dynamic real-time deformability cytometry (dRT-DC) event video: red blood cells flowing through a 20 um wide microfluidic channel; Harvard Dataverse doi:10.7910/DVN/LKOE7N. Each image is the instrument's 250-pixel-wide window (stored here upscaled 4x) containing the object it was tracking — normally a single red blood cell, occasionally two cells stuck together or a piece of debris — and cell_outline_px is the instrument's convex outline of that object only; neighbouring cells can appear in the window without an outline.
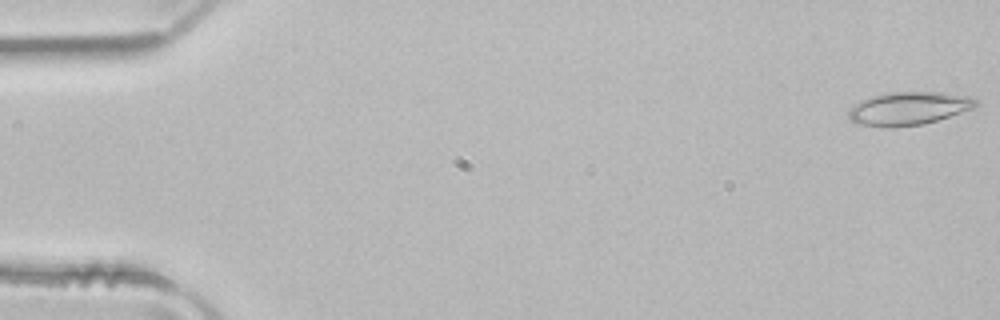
{"species": "common noctule bat (a hibernating species)", "species_latin": "Nyctalus noctula", "temperature_condition": "room temperature", "stored_images_in_passage": 51, "camera_frame_rate_fps": 3000, "um_per_image_px": 0.085, "animal": {"sex": "male", "body_mass_g": 21.5, "forearm_length_mm": 52.0}, "frame": {"image": 1, "passage_image": 1, "time_ms": 0.0, "image_size_px": [1000, 320], "cell_outline_px": [[980, 104], [972, 108], [924, 124], [892, 128], [888, 128], [856, 124], [848, 116], [848, 108], [852, 104], [860, 100], [872, 96], [888, 92], [940, 92], [972, 96], [980, 100]], "centroid_in_image_um": [77.21, 9.21], "position_along_channel_um": 7.8, "area_um2": 24.97}}
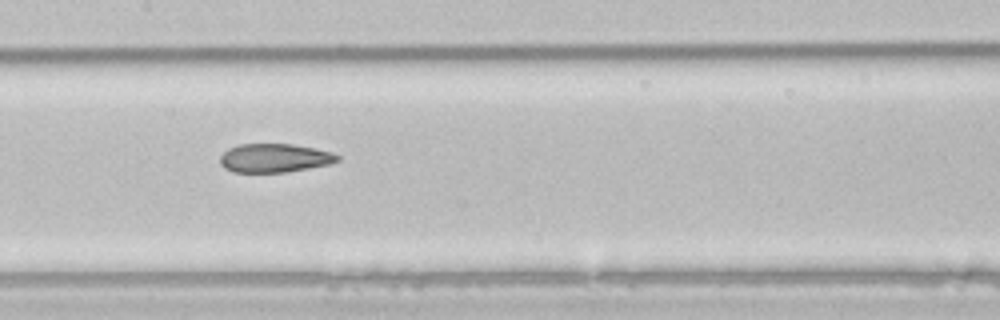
{"frame": {"image": 2, "passage_image": 25, "time_ms": 8.0, "image_size_px": [1000, 320], "cell_outline_px": [[340, 160], [328, 164], [308, 168], [284, 172], [232, 172], [224, 168], [220, 164], [220, 156], [228, 148], [240, 144], [292, 144], [316, 148], [332, 152], [340, 156]], "centroid_in_image_um": [23.32, 13.43], "position_along_channel_um": 184.1, "area_um2": 19.65}}
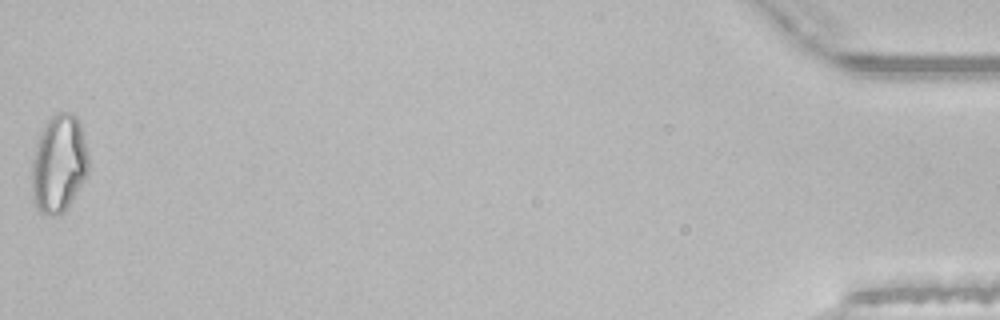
{"frame": {"image": 3, "passage_image": 51, "time_ms": 16.667, "image_size_px": [1000, 320], "cell_outline_px": [[88, 168], [84, 180], [64, 212], [60, 216], [48, 216], [40, 212], [36, 208], [32, 192], [32, 160], [36, 144], [48, 120], [56, 112], [68, 112], [76, 116], [80, 124], [88, 152]], "centroid_in_image_um": [5.0, 13.95], "position_along_channel_um": 430.2, "area_um2": 32.19}, "authors_computed_cell_mechanics": {"area_um2": 22.8888, "velocity_mm_per_s": 3.9983, "shape_relaxation_time_tau1_ms": null, "shape_relaxation_time_tau2_ms": 2.4497, "deformation_change_tau1": null, "deformation_change_tau2": 0.0965}}